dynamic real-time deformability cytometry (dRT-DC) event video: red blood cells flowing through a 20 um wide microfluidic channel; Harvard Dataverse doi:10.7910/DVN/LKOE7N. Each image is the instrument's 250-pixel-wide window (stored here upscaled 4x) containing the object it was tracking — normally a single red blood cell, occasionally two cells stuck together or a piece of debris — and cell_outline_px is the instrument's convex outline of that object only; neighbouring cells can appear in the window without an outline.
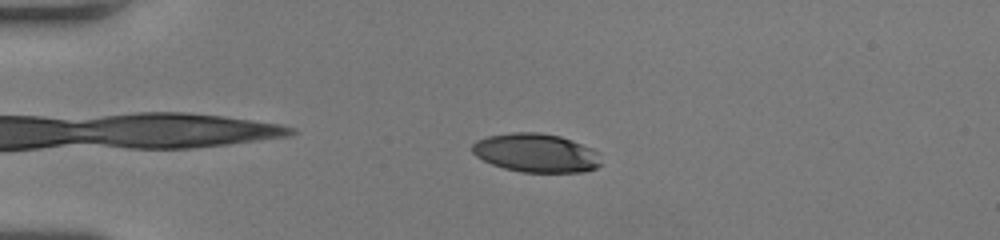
{"species": "human", "species_latin": "Homo sapiens", "temperature_condition": "room temperature", "stored_images_in_passage": 48, "camera_frame_rate_fps": 3000, "um_per_image_px": 0.085, "donor": {"sex": "female"}, "frame": {"image": 1, "passage_image": 9, "time_ms": 2.667, "image_size_px": [1000, 240], "cell_outline_px": [[600, 164], [596, 168], [584, 172], [520, 172], [504, 168], [492, 164], [476, 156], [472, 152], [472, 144], [476, 140], [488, 136], [512, 132], [540, 132], [560, 136], [572, 140], [592, 148], [600, 152]], "centroid_in_image_um": [45.58, 12.99], "position_along_channel_um": 39.4, "area_um2": 29.25}}
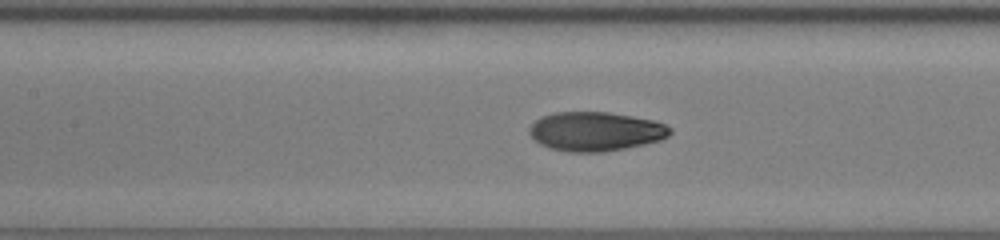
{"frame": {"image": 2, "passage_image": 21, "time_ms": 6.667, "image_size_px": [1000, 240], "cell_outline_px": [[672, 132], [668, 136], [660, 140], [644, 144], [604, 152], [568, 152], [548, 148], [540, 144], [528, 132], [528, 128], [540, 116], [552, 112], [608, 112], [632, 116], [652, 120], [664, 124], [672, 128]], "centroid_in_image_um": [50.59, 11.17], "position_along_channel_um": 156.8, "area_um2": 32.19}}
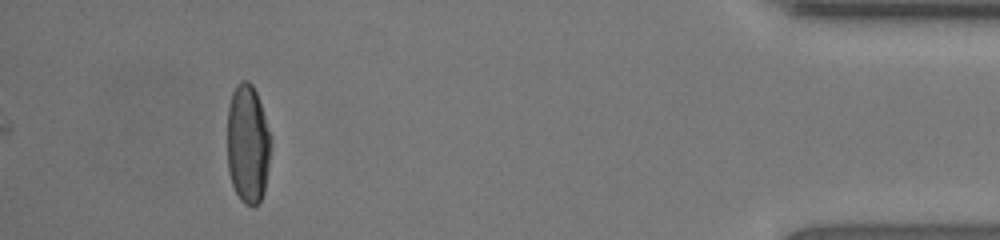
{"frame": {"image": 3, "passage_image": 44, "time_ms": 14.333, "image_size_px": [1000, 240], "cell_outline_px": [[272, 136], [268, 168], [264, 192], [260, 200], [252, 208], [244, 204], [240, 200], [232, 184], [228, 172], [228, 108], [232, 92], [236, 84], [240, 80], [248, 80], [252, 84], [256, 92]], "centroid_in_image_um": [21.07, 12.24], "position_along_channel_um": 414.1, "area_um2": 30.52}, "authors_computed_cell_mechanics": {"area_um2": 30.9808, "velocity_mm_per_s": 4.1116, "shape_relaxation_time_tau1_ms": 4.4584, "shape_relaxation_time_tau2_ms": 0.9906, "deformation_change_tau1": 0.2157, "deformation_change_tau2": 0.0525}}